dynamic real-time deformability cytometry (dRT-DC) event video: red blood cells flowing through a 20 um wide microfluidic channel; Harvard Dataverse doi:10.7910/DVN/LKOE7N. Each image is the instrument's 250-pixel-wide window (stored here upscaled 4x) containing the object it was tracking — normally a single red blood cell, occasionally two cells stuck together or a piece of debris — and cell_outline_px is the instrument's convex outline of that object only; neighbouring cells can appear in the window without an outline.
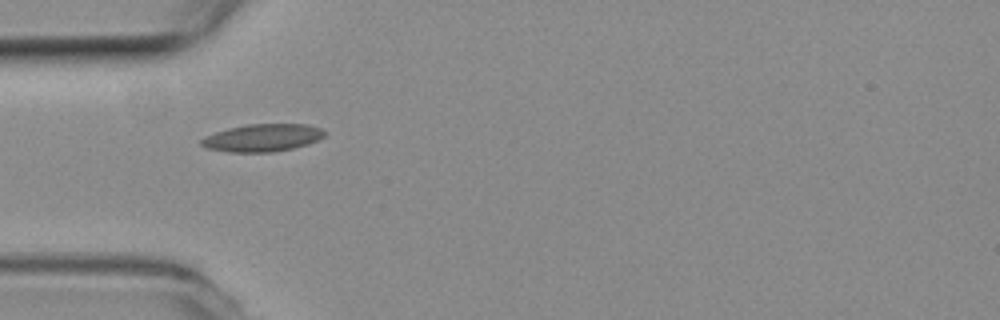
{"species": "common noctule bat (a hibernating species)", "species_latin": "Nyctalus noctula", "temperature_condition": "room temperature", "stored_images_in_passage": 5, "camera_frame_rate_fps": 3000, "um_per_image_px": 0.085, "animal": {"sex": "female", "body_mass_g": 19.3, "forearm_length_mm": 54.1}, "frame": {"image": 1, "passage_image": 4, "time_ms": 1.0, "image_size_px": [1000, 320], "cell_outline_px": [[328, 132], [324, 136], [308, 144], [292, 148], [272, 152], [228, 152], [208, 148], [200, 144], [200, 140], [204, 136], [228, 128], [248, 124], [308, 124], [320, 128]], "centroid_in_image_um": [22.31, 11.7], "position_along_channel_um": 62.7, "area_um2": 19.77}}
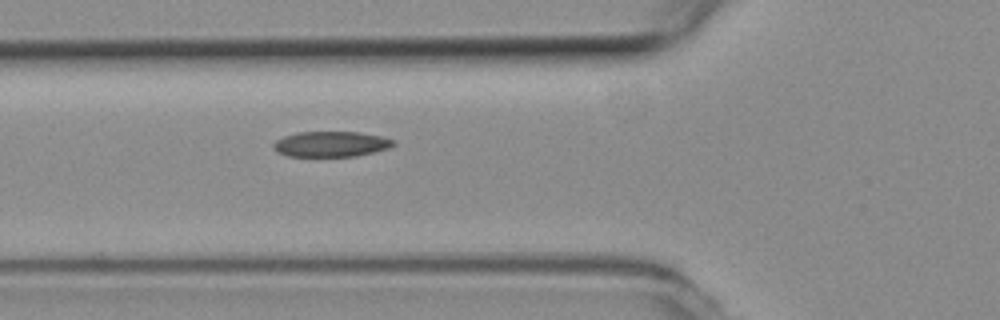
{"frame": {"image": 2, "passage_image": 5, "time_ms": 1.333, "image_size_px": [1000, 320], "cell_outline_px": [[396, 144], [388, 148], [356, 156], [288, 156], [276, 152], [272, 148], [272, 144], [276, 140], [284, 136], [296, 132], [360, 132], [380, 136], [396, 140]], "centroid_in_image_um": [28.11, 12.24], "position_along_channel_um": 97.7, "area_um2": 17.86}}